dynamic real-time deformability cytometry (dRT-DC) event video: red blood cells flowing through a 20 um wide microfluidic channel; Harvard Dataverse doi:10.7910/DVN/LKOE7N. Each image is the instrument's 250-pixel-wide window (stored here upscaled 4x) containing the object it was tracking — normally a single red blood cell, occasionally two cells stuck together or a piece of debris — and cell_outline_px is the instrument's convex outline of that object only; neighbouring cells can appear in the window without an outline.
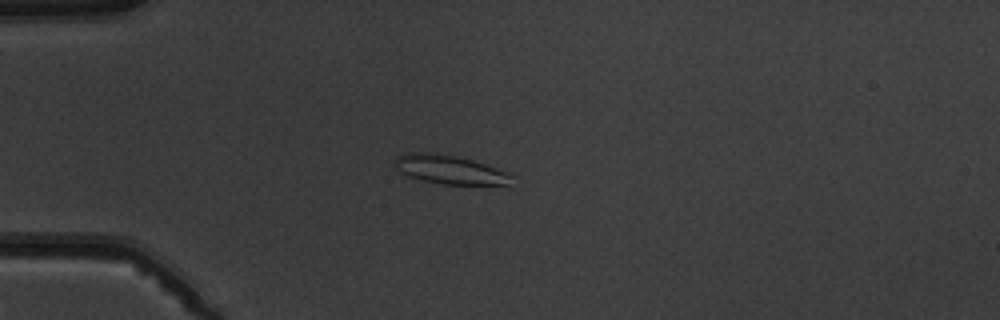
{"species": "common noctule bat (a hibernating species)", "species_latin": "Nyctalus noctula", "temperature_condition": "warm", "stored_images_in_passage": 7, "camera_frame_rate_fps": 3000, "um_per_image_px": 0.085, "animal": {"sex": "male", "body_mass_g": 19.5, "forearm_length_mm": 54.6}, "frame": {"image": 1, "passage_image": 4, "time_ms": 4.333, "image_size_px": [1000, 320], "cell_outline_px": [[512, 188], [444, 184], [424, 180], [408, 176], [396, 172], [396, 156], [408, 152], [424, 152], [452, 156], [472, 160], [508, 172], [512, 176]], "centroid_in_image_um": [38.35, 14.48], "position_along_channel_um": 46.6, "area_um2": 20.23}}
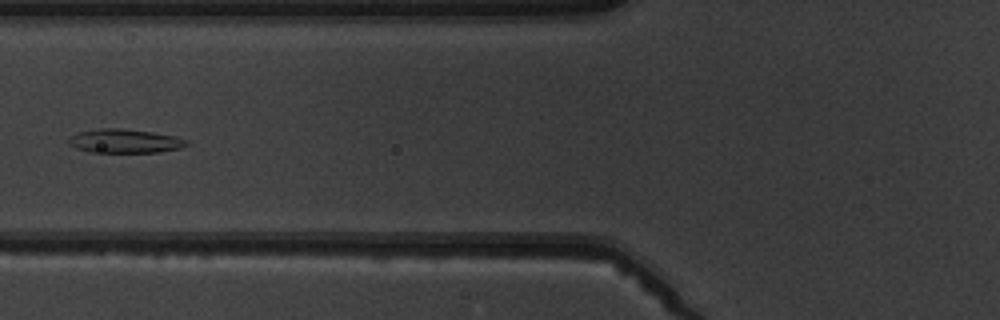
{"frame": {"image": 2, "passage_image": 6, "time_ms": 6.667, "image_size_px": [1000, 320], "cell_outline_px": [[188, 144], [180, 148], [160, 152], [92, 152], [76, 148], [68, 144], [68, 136], [80, 132], [100, 128], [120, 128], [152, 132], [176, 136], [188, 140]], "centroid_in_image_um": [10.6, 11.98], "position_along_channel_um": 115.2, "area_um2": 16.42}}
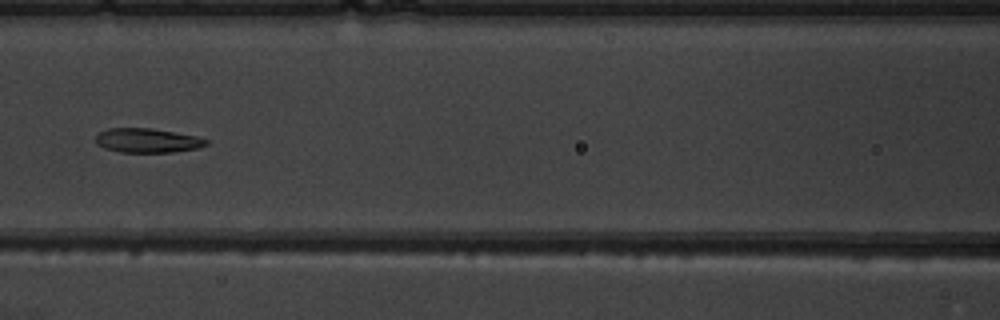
{"frame": {"image": 3, "passage_image": 7, "time_ms": 7.667, "image_size_px": [1000, 320], "cell_outline_px": [[208, 144], [196, 148], [172, 152], [120, 152], [104, 148], [96, 144], [96, 136], [100, 132], [108, 128], [152, 128], [196, 136], [208, 140]], "centroid_in_image_um": [12.5, 11.94], "position_along_channel_um": 154.1, "area_um2": 15.55}}